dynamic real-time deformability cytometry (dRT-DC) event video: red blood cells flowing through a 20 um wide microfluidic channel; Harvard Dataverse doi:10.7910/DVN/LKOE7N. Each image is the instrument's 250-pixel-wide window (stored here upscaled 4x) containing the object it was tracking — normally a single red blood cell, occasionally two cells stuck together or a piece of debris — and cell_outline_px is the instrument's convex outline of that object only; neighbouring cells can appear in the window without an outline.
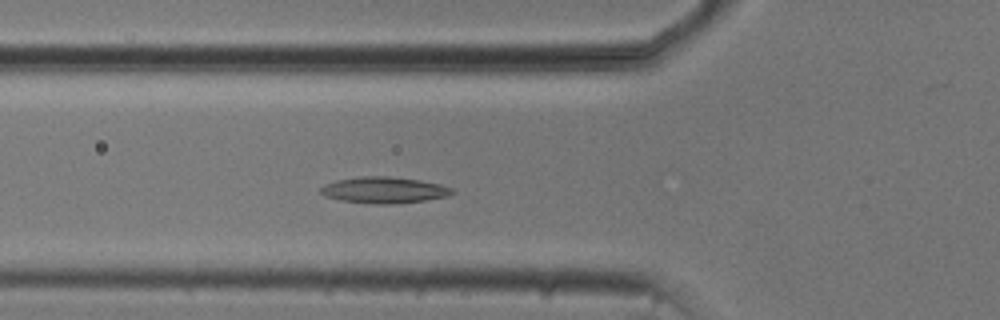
{"species": "common noctule bat (a hibernating species)", "species_latin": "Nyctalus noctula", "temperature_condition": "cold", "stored_images_in_passage": 49, "camera_frame_rate_fps": 3000, "um_per_image_px": 0.085, "animal": {"sex": "male", "body_mass_g": 20.5, "forearm_length_mm": 52.5}, "frame": {"image": 1, "passage_image": 14, "time_ms": 4.333, "image_size_px": [1000, 320], "cell_outline_px": [[456, 192], [448, 196], [424, 200], [392, 204], [372, 204], [340, 200], [324, 196], [320, 192], [320, 188], [324, 184], [336, 180], [360, 176], [388, 176], [420, 180], [440, 184], [456, 188]], "centroid_in_image_um": [32.66, 16.15], "position_along_channel_um": 93.1, "area_um2": 20.35}}
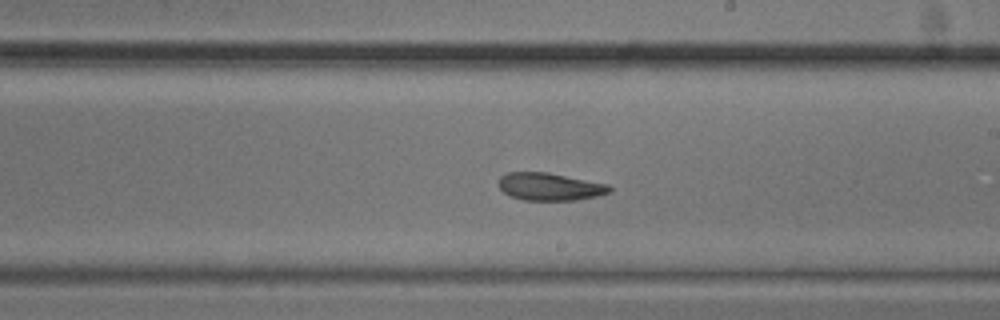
{"frame": {"image": 2, "passage_image": 26, "time_ms": 8.333, "image_size_px": [1000, 320], "cell_outline_px": [[612, 192], [600, 196], [576, 200], [524, 200], [512, 196], [504, 192], [500, 188], [500, 176], [508, 172], [548, 172], [608, 184], [612, 188]], "centroid_in_image_um": [46.79, 15.87], "position_along_channel_um": 242.2, "area_um2": 17.86}}
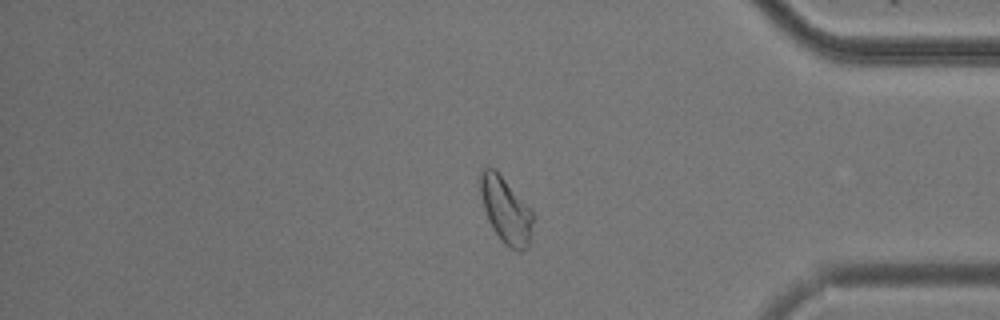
{"frame": {"image": 3, "passage_image": 40, "time_ms": 13.0, "image_size_px": [1000, 320], "cell_outline_px": [[532, 220], [528, 248], [520, 252], [516, 252], [508, 248], [504, 244], [488, 220], [484, 208], [480, 192], [480, 168], [488, 164], [496, 168], [532, 212]], "centroid_in_image_um": [42.95, 17.82], "position_along_channel_um": 392.3, "area_um2": 20.23}, "authors_computed_cell_mechanics": {"area_um2": 19.5942, "velocity_mm_per_s": 3.7138, "shape_relaxation_time_tau1_ms": null, "shape_relaxation_time_tau2_ms": 3.5034, "deformation_change_tau1": null, "deformation_change_tau2": 0.0913}}